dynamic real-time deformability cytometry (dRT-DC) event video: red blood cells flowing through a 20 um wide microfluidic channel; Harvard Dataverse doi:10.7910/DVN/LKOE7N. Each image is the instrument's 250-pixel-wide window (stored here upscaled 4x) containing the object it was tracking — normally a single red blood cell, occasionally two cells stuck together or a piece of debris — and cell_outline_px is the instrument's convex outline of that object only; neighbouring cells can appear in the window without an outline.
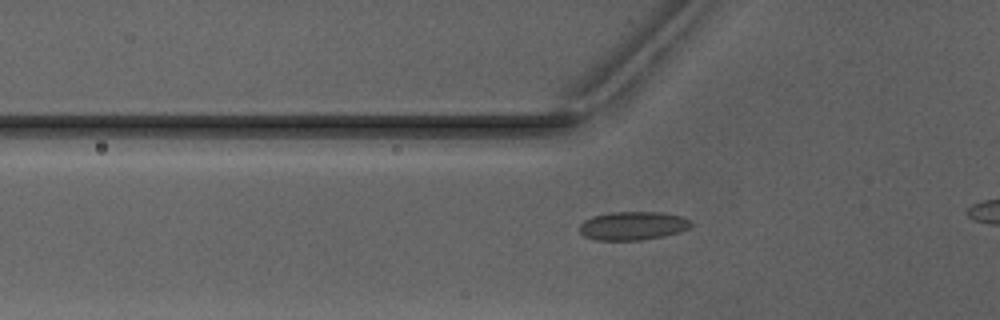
{"species": "Egyptian fruit bat (a non-hibernating species)", "species_latin": "Rousettus aegyptiacus", "temperature_condition": "warm", "stored_images_in_passage": 40, "camera_frame_rate_fps": 3000, "um_per_image_px": 0.085, "animal": {"sex": "male"}, "frame": {"image": 1, "passage_image": 13, "time_ms": 4.0, "image_size_px": [1000, 320], "cell_outline_px": [[692, 224], [688, 228], [680, 232], [664, 236], [640, 240], [596, 240], [584, 236], [580, 232], [580, 224], [584, 220], [592, 216], [608, 212], [660, 212], [684, 216]], "centroid_in_image_um": [53.78, 19.18], "position_along_channel_um": 72.0, "area_um2": 18.61}}
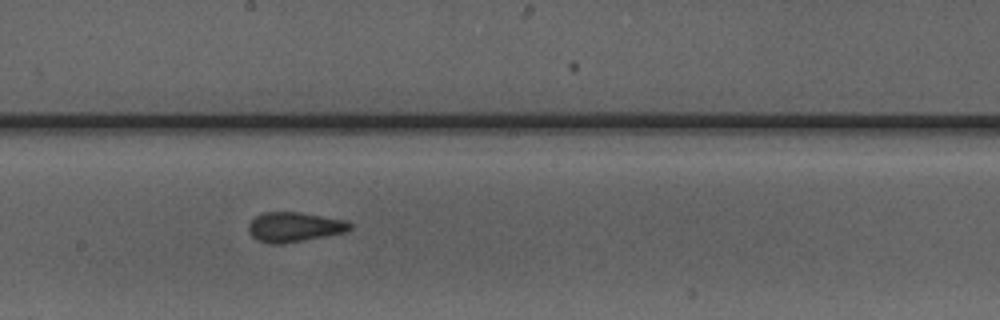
{"frame": {"image": 2, "passage_image": 24, "time_ms": 7.667, "image_size_px": [1000, 320], "cell_outline_px": [[352, 228], [344, 232], [324, 236], [280, 244], [268, 244], [256, 240], [248, 232], [248, 224], [256, 216], [264, 212], [300, 212], [344, 220], [352, 224]], "centroid_in_image_um": [24.97, 19.29], "position_along_channel_um": 223.2, "area_um2": 17.46}}
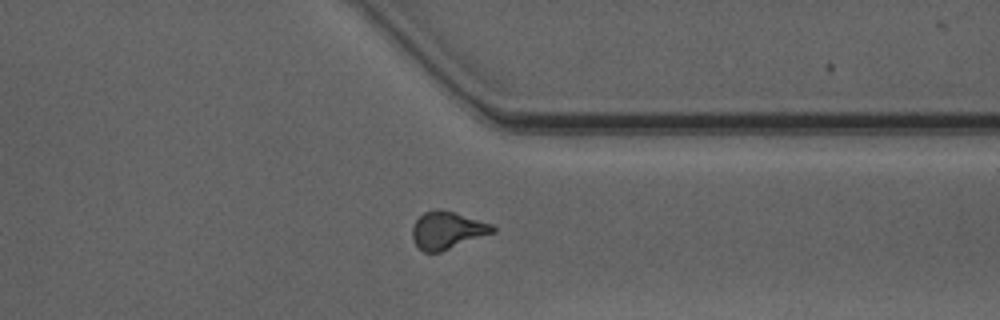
{"frame": {"image": 3, "passage_image": 35, "time_ms": 11.333, "image_size_px": [1000, 320], "cell_outline_px": [[496, 232], [440, 252], [424, 252], [412, 240], [412, 228], [416, 220], [424, 212], [452, 212], [492, 224], [496, 228]], "centroid_in_image_um": [38.03, 19.62], "position_along_channel_um": 373.4, "area_um2": 16.99}}